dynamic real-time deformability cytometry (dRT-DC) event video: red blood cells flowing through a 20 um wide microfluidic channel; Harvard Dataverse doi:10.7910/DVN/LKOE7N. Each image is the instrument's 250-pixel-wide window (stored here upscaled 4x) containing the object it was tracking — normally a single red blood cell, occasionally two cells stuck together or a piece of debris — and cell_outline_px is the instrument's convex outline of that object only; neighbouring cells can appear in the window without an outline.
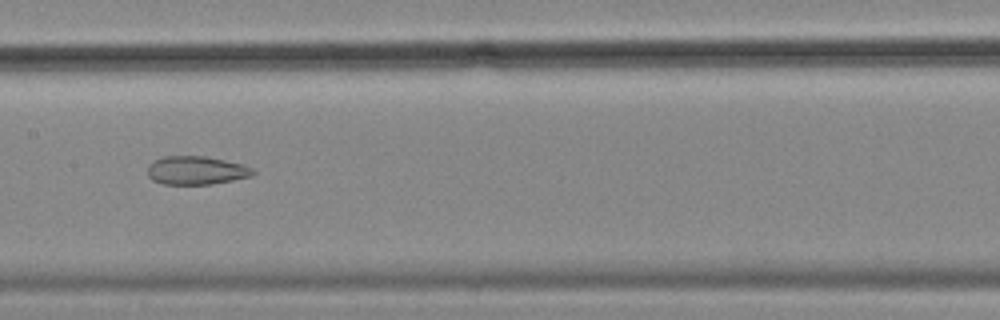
{"species": "common noctule bat (a hibernating species)", "species_latin": "Nyctalus noctula", "temperature_condition": "cold", "stored_images_in_passage": 58, "camera_frame_rate_fps": 3000, "um_per_image_px": 0.085, "animal": {"sex": "female", "body_mass_g": 18.4}, "frame": {"image": 1, "passage_image": 29, "time_ms": 9.333, "image_size_px": [1000, 320], "cell_outline_px": [[256, 172], [252, 176], [212, 184], [164, 184], [152, 180], [148, 176], [148, 164], [164, 156], [204, 156], [244, 164], [252, 168]], "centroid_in_image_um": [16.69, 14.48], "position_along_channel_um": 190.7, "area_um2": 17.46}}
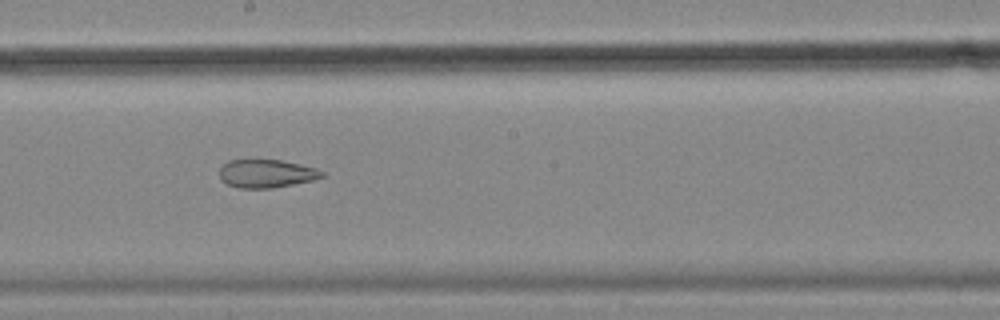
{"frame": {"image": 2, "passage_image": 32, "time_ms": 10.333, "image_size_px": [1000, 320], "cell_outline_px": [[324, 176], [312, 180], [272, 188], [236, 188], [220, 180], [220, 168], [228, 160], [280, 160], [300, 164], [316, 168], [324, 172]], "centroid_in_image_um": [22.62, 14.75], "position_along_channel_um": 225.6, "area_um2": 16.76}}
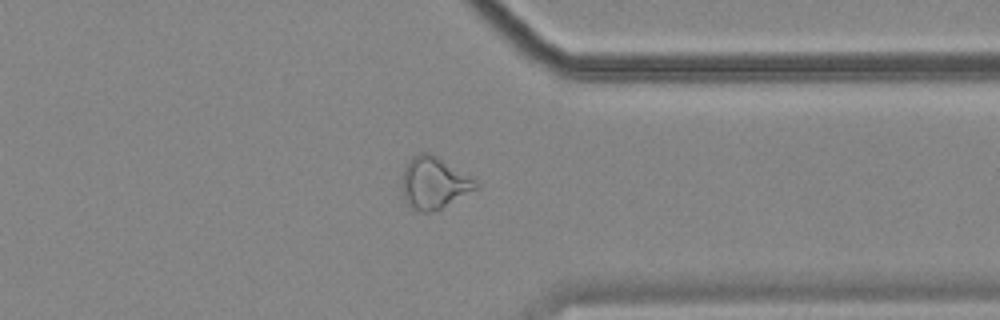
{"frame": {"image": 3, "passage_image": 45, "time_ms": 14.667, "image_size_px": [1000, 320], "cell_outline_px": [[480, 188], [432, 212], [420, 212], [412, 208], [404, 200], [404, 168], [408, 160], [412, 156], [420, 152], [428, 152], [436, 156], [472, 180]], "centroid_in_image_um": [36.85, 15.56], "position_along_channel_um": 374.6, "area_um2": 21.44}, "authors_computed_cell_mechanics": {"area_um2": 24.2182, "velocity_mm_per_s": 3.505, "shape_relaxation_time_tau1_ms": null, "shape_relaxation_time_tau2_ms": 3.4648, "deformation_change_tau1": null, "deformation_change_tau2": 0.1206}}